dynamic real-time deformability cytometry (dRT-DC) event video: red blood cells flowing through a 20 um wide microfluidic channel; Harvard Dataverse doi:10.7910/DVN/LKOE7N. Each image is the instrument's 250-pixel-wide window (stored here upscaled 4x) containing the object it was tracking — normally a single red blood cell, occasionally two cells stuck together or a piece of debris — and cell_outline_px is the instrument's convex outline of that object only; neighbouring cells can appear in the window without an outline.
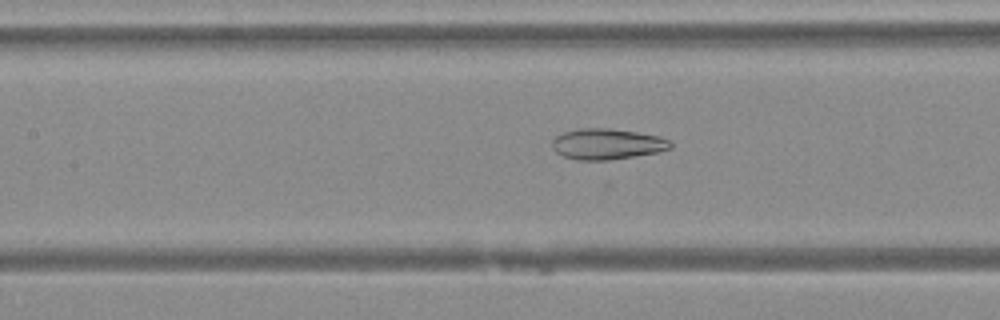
{"species": "Egyptian fruit bat (a non-hibernating species)", "species_latin": "Rousettus aegyptiacus", "temperature_condition": "warm", "stored_images_in_passage": 33, "camera_frame_rate_fps": 3000, "um_per_image_px": 0.085, "animal": {"sex": "female"}, "frame": {"image": 1, "passage_image": 7, "time_ms": 2.0, "image_size_px": [1000, 320], "cell_outline_px": [[672, 148], [656, 152], [608, 160], [576, 160], [564, 156], [556, 152], [552, 148], [552, 140], [556, 136], [564, 132], [580, 128], [608, 128], [636, 132], [660, 136], [672, 140]], "centroid_in_image_um": [51.6, 12.23], "position_along_channel_um": 155.8, "area_um2": 21.21}}
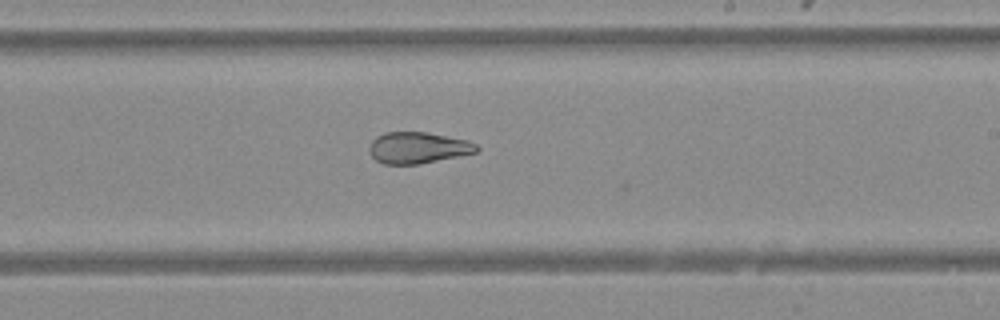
{"frame": {"image": 2, "passage_image": 14, "time_ms": 4.333, "image_size_px": [1000, 320], "cell_outline_px": [[480, 148], [476, 152], [460, 156], [420, 164], [384, 164], [376, 160], [372, 156], [368, 148], [368, 144], [376, 136], [384, 132], [428, 132], [468, 140], [476, 144]], "centroid_in_image_um": [35.51, 12.55], "position_along_channel_um": 253.5, "area_um2": 19.83}}
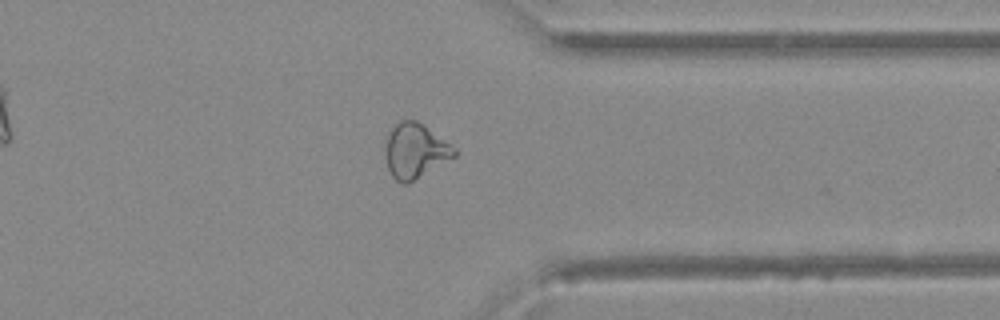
{"frame": {"image": 3, "passage_image": 23, "time_ms": 7.333, "image_size_px": [1000, 320], "cell_outline_px": [[456, 156], [408, 184], [404, 184], [396, 180], [392, 176], [388, 168], [384, 152], [384, 136], [388, 128], [392, 124], [400, 120], [416, 120], [424, 124], [452, 144], [456, 148]], "centroid_in_image_um": [35.24, 12.78], "position_along_channel_um": 376.2, "area_um2": 22.77}}